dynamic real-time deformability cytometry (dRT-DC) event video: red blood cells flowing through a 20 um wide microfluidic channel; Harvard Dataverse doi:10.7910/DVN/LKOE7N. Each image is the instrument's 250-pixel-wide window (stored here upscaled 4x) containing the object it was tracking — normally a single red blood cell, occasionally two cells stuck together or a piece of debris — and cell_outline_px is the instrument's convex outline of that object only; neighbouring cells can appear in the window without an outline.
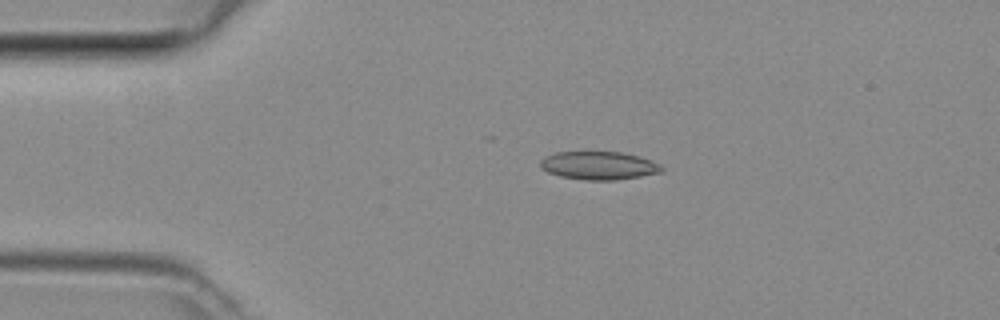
{"species": "common noctule bat (a hibernating species)", "species_latin": "Nyctalus noctula", "temperature_condition": "room temperature", "stored_images_in_passage": 37, "camera_frame_rate_fps": 3000, "um_per_image_px": 0.085, "animal": {"sex": "female", "body_mass_g": 29.2, "forearm_length_mm": 56.3}, "frame": {"image": 1, "passage_image": 10, "time_ms": 3.0, "image_size_px": [1000, 320], "cell_outline_px": [[664, 172], [616, 180], [584, 180], [560, 176], [548, 172], [540, 168], [540, 160], [544, 156], [556, 152], [620, 152], [640, 156], [652, 160], [660, 164], [664, 168]], "centroid_in_image_um": [50.91, 14.07], "position_along_channel_um": 34.1, "area_um2": 20.11}}
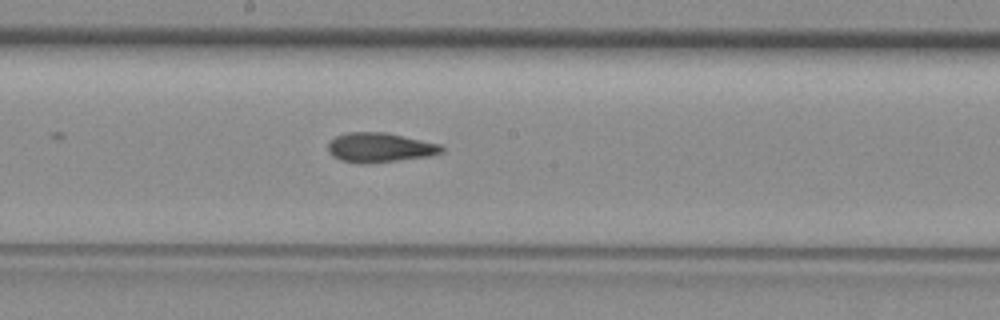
{"frame": {"image": 2, "passage_image": 25, "time_ms": 8.0, "image_size_px": [1000, 320], "cell_outline_px": [[444, 148], [440, 152], [428, 156], [368, 164], [360, 164], [340, 160], [332, 156], [328, 152], [328, 140], [336, 136], [348, 132], [384, 132], [440, 144]], "centroid_in_image_um": [32.2, 12.54], "position_along_channel_um": 216.0, "area_um2": 19.54}}
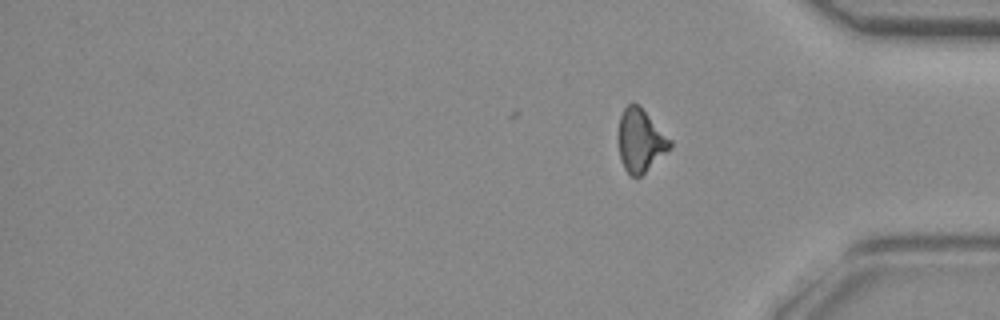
{"frame": {"image": 3, "passage_image": 37, "time_ms": 12.0, "image_size_px": [1000, 320], "cell_outline_px": [[672, 148], [640, 176], [632, 176], [624, 168], [620, 160], [620, 116], [624, 108], [628, 104], [636, 104], [672, 140]], "centroid_in_image_um": [54.47, 11.98], "position_along_channel_um": 380.7, "area_um2": 18.26}}